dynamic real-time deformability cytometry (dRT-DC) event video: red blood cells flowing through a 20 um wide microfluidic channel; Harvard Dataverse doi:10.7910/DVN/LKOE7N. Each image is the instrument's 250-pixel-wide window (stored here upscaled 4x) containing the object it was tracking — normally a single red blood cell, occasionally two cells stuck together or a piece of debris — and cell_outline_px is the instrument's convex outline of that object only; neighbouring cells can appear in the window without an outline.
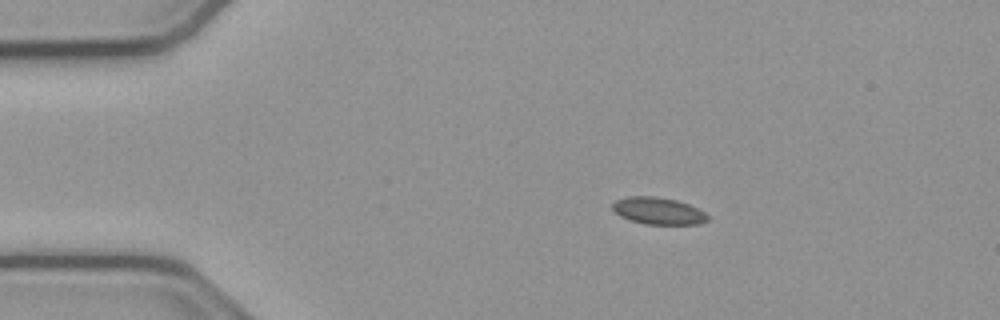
{"species": "common noctule bat (a hibernating species)", "species_latin": "Nyctalus noctula", "temperature_condition": "cold", "stored_images_in_passage": 45, "camera_frame_rate_fps": 3000, "um_per_image_px": 0.085, "animal": {"sex": "male", "body_mass_g": 23.1, "forearm_length_mm": 52.7}, "frame": {"image": 1, "passage_image": 1, "time_ms": 0.0, "image_size_px": [1000, 320], "cell_outline_px": [[708, 220], [700, 224], [644, 224], [628, 220], [620, 216], [612, 208], [612, 204], [616, 200], [628, 196], [652, 196], [676, 200], [688, 204], [704, 212], [708, 216]], "centroid_in_image_um": [55.93, 17.93], "position_along_channel_um": 29.1, "area_um2": 14.91}}
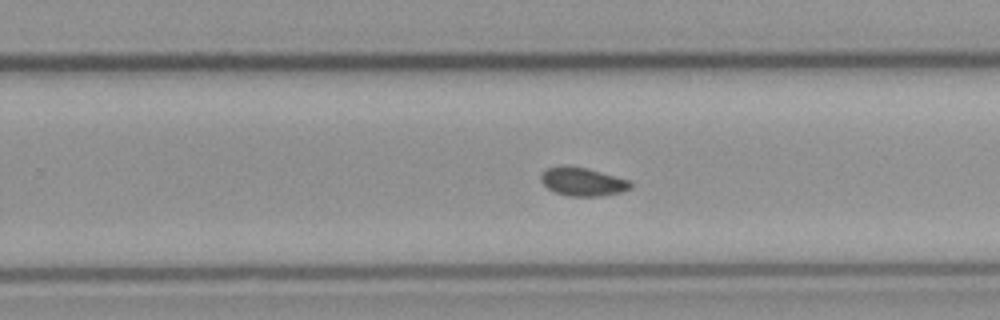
{"frame": {"image": 2, "passage_image": 25, "time_ms": 8.0, "image_size_px": [1000, 320], "cell_outline_px": [[632, 188], [620, 192], [600, 196], [568, 196], [556, 192], [548, 188], [540, 180], [540, 176], [548, 168], [584, 168], [600, 172], [628, 180], [632, 184]], "centroid_in_image_um": [49.56, 15.49], "position_along_channel_um": 280.2, "area_um2": 14.1}}
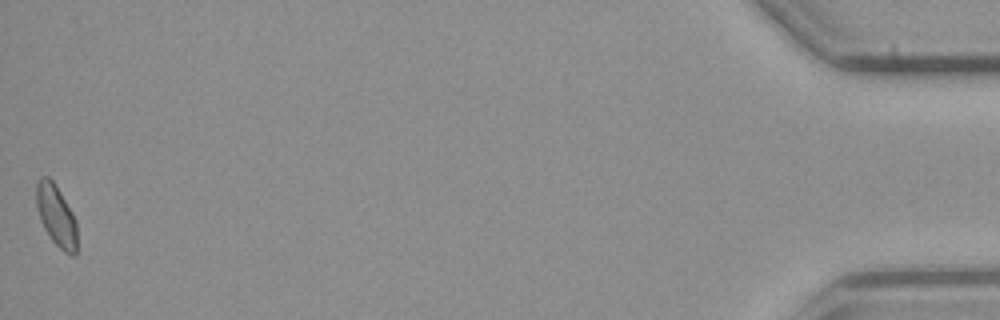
{"frame": {"image": 3, "passage_image": 45, "time_ms": 14.667, "image_size_px": [1000, 320], "cell_outline_px": [[76, 256], [72, 256], [64, 252], [52, 240], [44, 228], [40, 220], [36, 204], [36, 184], [40, 176], [48, 176], [56, 184], [72, 212], [76, 220]], "centroid_in_image_um": [4.77, 18.3], "position_along_channel_um": 430.4, "area_um2": 14.62}, "authors_computed_cell_mechanics": {"area_um2": 14.6234, "velocity_mm_per_s": 3.8154, "shape_relaxation_time_tau1_ms": null, "shape_relaxation_time_tau2_ms": 3.0196, "deformation_change_tau1": null, "deformation_change_tau2": 0.0561}}